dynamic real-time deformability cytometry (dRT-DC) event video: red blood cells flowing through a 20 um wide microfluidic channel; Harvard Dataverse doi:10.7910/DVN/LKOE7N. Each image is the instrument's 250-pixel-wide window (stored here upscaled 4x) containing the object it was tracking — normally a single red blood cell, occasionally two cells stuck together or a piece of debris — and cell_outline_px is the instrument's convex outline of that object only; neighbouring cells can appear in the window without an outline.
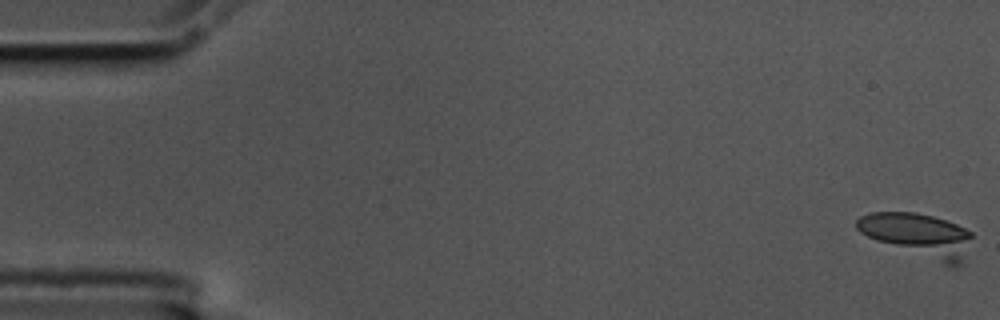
{"species": "common noctule bat (a hibernating species)", "species_latin": "Nyctalus noctula", "temperature_condition": "cold", "stored_images_in_passage": 5, "camera_frame_rate_fps": 3000, "um_per_image_px": 0.085, "animal": {"sex": "male", "body_mass_g": 17.5, "forearm_length_mm": 52.3}, "frame": {"image": 1, "passage_image": 1, "time_ms": 0.0, "image_size_px": [1000, 320], "cell_outline_px": [[972, 236], [960, 264], [956, 268], [952, 268], [868, 236], [860, 232], [856, 228], [856, 220], [860, 216], [872, 212], [916, 212], [932, 216], [956, 224], [972, 232]], "centroid_in_image_um": [78.06, 19.98], "position_along_channel_um": 6.9, "area_um2": 28.73}}